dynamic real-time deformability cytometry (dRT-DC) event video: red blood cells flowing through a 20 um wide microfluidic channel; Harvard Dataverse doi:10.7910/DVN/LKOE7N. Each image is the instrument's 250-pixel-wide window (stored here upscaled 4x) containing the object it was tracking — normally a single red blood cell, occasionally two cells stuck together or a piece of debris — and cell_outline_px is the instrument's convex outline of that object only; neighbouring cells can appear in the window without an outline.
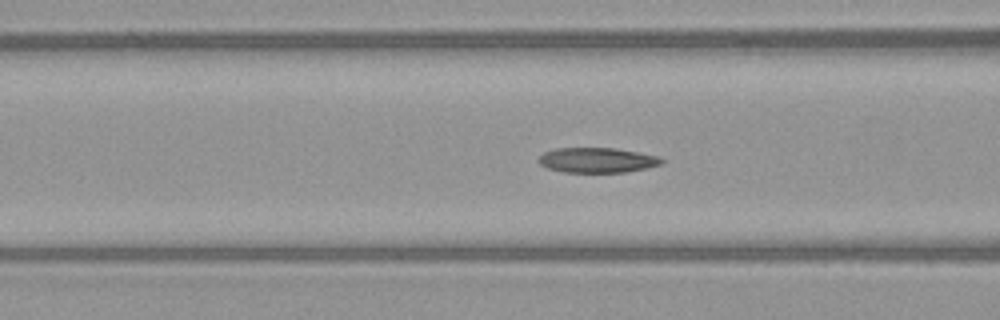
{"species": "common noctule bat (a hibernating species)", "species_latin": "Nyctalus noctula", "temperature_condition": "warm", "stored_images_in_passage": 53, "camera_frame_rate_fps": 3000, "um_per_image_px": 0.085, "animal": {"sex": "female", "body_mass_g": 21.9}, "frame": {"image": 1, "passage_image": 21, "time_ms": 6.667, "image_size_px": [1000, 320], "cell_outline_px": [[664, 164], [648, 168], [624, 172], [564, 172], [548, 168], [540, 164], [536, 160], [544, 152], [556, 148], [616, 148], [640, 152], [660, 156], [664, 160]], "centroid_in_image_um": [50.81, 13.61], "position_along_channel_um": 115.8, "area_um2": 18.15}}
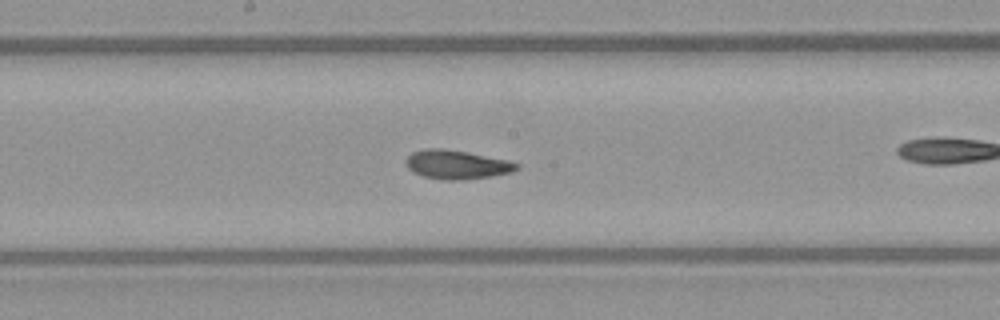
{"frame": {"image": 2, "passage_image": 28, "time_ms": 9.0, "image_size_px": [1000, 320], "cell_outline_px": [[520, 168], [512, 172], [492, 176], [464, 180], [444, 180], [424, 176], [412, 172], [408, 168], [404, 160], [412, 152], [424, 148], [444, 148], [468, 152], [508, 160], [520, 164]], "centroid_in_image_um": [38.82, 13.98], "position_along_channel_um": 209.4, "area_um2": 18.9}}
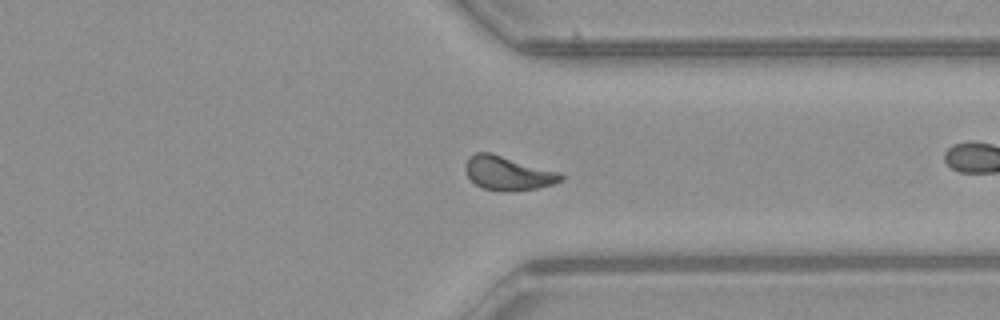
{"frame": {"image": 3, "passage_image": 40, "time_ms": 13.0, "image_size_px": [1000, 320], "cell_outline_px": [[564, 180], [552, 184], [536, 188], [512, 192], [500, 192], [484, 188], [476, 184], [468, 176], [464, 168], [464, 164], [468, 156], [476, 152], [492, 152], [560, 172], [564, 176]], "centroid_in_image_um": [43.17, 14.71], "position_along_channel_um": 368.2, "area_um2": 19.25}, "authors_computed_cell_mechanics": {"area_um2": 18.4382, "velocity_mm_per_s": 3.9875, "shape_relaxation_time_tau1_ms": 4.9776, "shape_relaxation_time_tau2_ms": 2.0502, "deformation_change_tau1": 0.1493, "deformation_change_tau2": 0.0817}}